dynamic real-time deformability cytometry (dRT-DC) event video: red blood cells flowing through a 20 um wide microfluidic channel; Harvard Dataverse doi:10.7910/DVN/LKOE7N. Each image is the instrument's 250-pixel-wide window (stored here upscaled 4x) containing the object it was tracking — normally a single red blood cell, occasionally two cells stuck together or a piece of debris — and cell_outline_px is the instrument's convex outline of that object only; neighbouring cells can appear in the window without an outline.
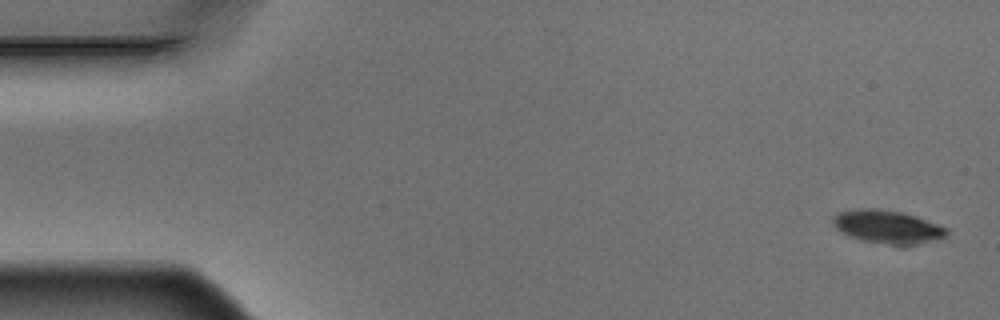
{"species": "Egyptian fruit bat (a non-hibernating species)", "species_latin": "Rousettus aegyptiacus", "temperature_condition": "warm", "stored_images_in_passage": 6, "camera_frame_rate_fps": 3000, "um_per_image_px": 0.085, "animal": {"sex": "male"}, "frame": {"image": 1, "passage_image": 1, "time_ms": 0.0, "image_size_px": [1000, 320], "cell_outline_px": [[948, 232], [944, 236], [936, 240], [912, 244], [888, 244], [864, 240], [848, 236], [840, 232], [832, 224], [832, 216], [840, 212], [856, 208], [876, 208], [904, 212], [916, 216], [948, 228]], "centroid_in_image_um": [75.39, 19.25], "position_along_channel_um": 9.6, "area_um2": 21.91}}
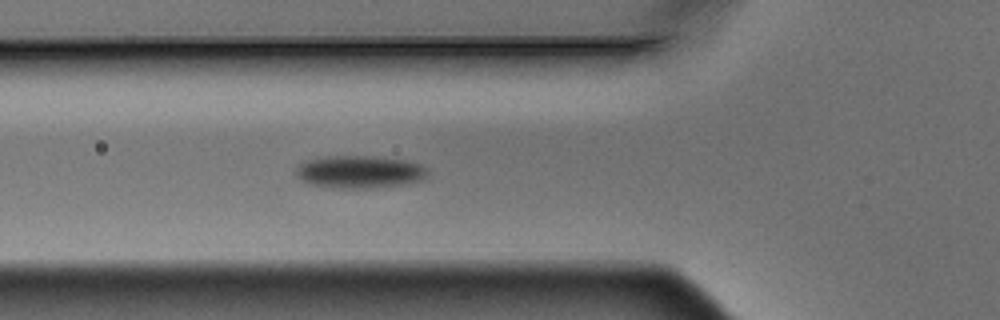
{"frame": {"image": 2, "passage_image": 6, "time_ms": 1.667, "image_size_px": [1000, 320], "cell_outline_px": [[428, 176], [424, 180], [404, 184], [372, 188], [332, 188], [308, 184], [296, 176], [296, 168], [304, 160], [324, 156], [372, 156], [404, 160], [420, 164], [428, 168]], "centroid_in_image_um": [30.56, 14.61], "position_along_channel_um": 95.2, "area_um2": 25.37}}